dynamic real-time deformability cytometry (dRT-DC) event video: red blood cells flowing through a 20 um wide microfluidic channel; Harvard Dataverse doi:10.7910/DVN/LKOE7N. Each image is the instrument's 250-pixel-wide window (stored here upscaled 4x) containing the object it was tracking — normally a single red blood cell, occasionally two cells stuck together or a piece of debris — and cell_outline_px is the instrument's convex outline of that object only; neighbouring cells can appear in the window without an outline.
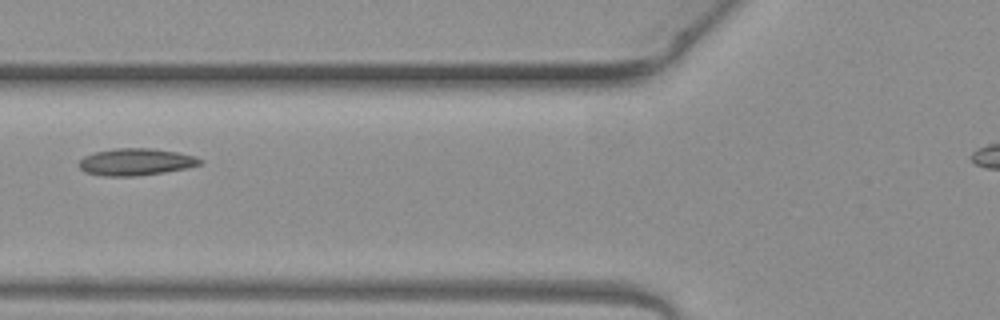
{"species": "common noctule bat (a hibernating species)", "species_latin": "Nyctalus noctula", "temperature_condition": "warm", "stored_images_in_passage": 4, "camera_frame_rate_fps": 3000, "um_per_image_px": 0.085, "animal": {"sex": "female", "body_mass_g": 19.3, "forearm_length_mm": 54.1}, "frame": {"image": 1, "passage_image": 3, "time_ms": 0.667, "image_size_px": [1000, 320], "cell_outline_px": [[204, 160], [200, 164], [188, 168], [164, 172], [136, 176], [104, 176], [84, 172], [76, 164], [84, 156], [96, 152], [116, 148], [152, 148], [176, 152], [196, 156]], "centroid_in_image_um": [11.54, 13.76], "position_along_channel_um": 114.3, "area_um2": 19.13}}
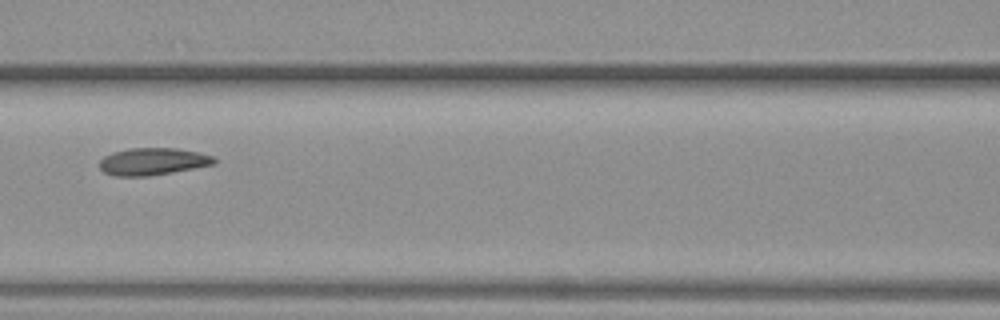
{"frame": {"image": 2, "passage_image": 4, "time_ms": 1.0, "image_size_px": [1000, 320], "cell_outline_px": [[216, 164], [172, 172], [148, 176], [116, 176], [104, 172], [100, 168], [100, 160], [104, 156], [112, 152], [128, 148], [176, 148], [200, 152], [216, 156]], "centroid_in_image_um": [13.02, 13.72], "position_along_channel_um": 153.6, "area_um2": 18.32}}